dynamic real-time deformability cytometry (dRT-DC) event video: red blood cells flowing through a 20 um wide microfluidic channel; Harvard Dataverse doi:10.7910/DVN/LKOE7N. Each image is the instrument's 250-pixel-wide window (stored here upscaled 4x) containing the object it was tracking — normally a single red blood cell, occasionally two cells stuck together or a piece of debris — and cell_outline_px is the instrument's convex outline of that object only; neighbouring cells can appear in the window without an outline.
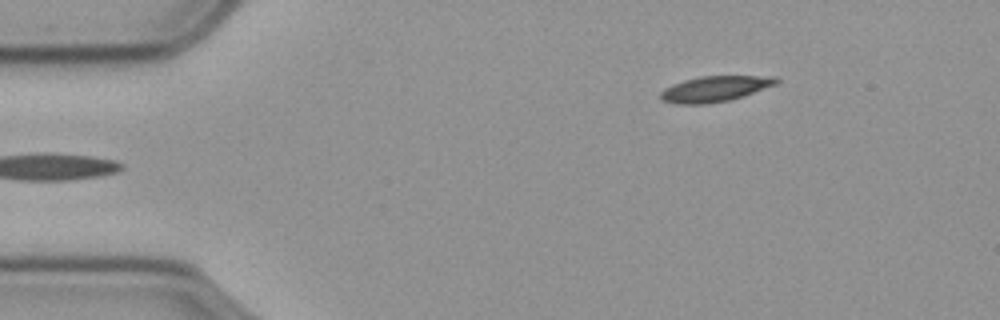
{"species": "common noctule bat (a hibernating species)", "species_latin": "Nyctalus noctula", "temperature_condition": "cold", "stored_images_in_passage": 50, "camera_frame_rate_fps": 3000, "um_per_image_px": 0.085, "animal": {"sex": "male", "body_mass_g": 23.1, "forearm_length_mm": 52.7}, "frame": {"image": 1, "passage_image": 1, "time_ms": 0.0, "image_size_px": [1000, 320], "cell_outline_px": [[780, 80], [776, 84], [728, 100], [704, 104], [676, 104], [660, 100], [660, 92], [664, 88], [672, 84], [684, 80], [700, 76], [776, 76]], "centroid_in_image_um": [60.7, 7.54], "position_along_channel_um": 24.3, "area_um2": 17.11}}
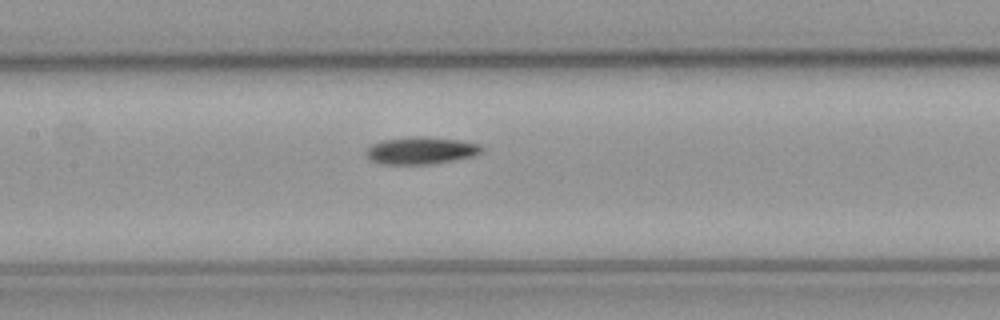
{"frame": {"image": 2, "passage_image": 19, "time_ms": 6.0, "image_size_px": [1000, 320], "cell_outline_px": [[484, 152], [476, 156], [432, 164], [380, 164], [372, 160], [364, 152], [372, 144], [384, 140], [416, 136], [424, 136], [460, 140], [480, 144], [484, 148]], "centroid_in_image_um": [35.85, 12.8], "position_along_channel_um": 171.5, "area_um2": 18.5}}
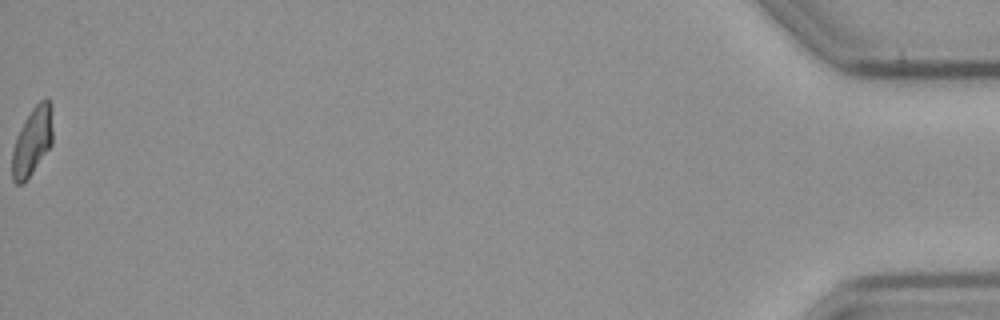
{"frame": {"image": 3, "passage_image": 50, "time_ms": 16.333, "image_size_px": [1000, 320], "cell_outline_px": [[52, 144], [24, 184], [16, 184], [12, 180], [12, 148], [16, 136], [20, 128], [32, 108], [40, 100], [48, 96], [52, 104]], "centroid_in_image_um": [2.75, 11.99], "position_along_channel_um": 432.5, "area_um2": 16.36}, "authors_computed_cell_mechanics": {"area_um2": 17.3111, "velocity_mm_per_s": 3.5933, "shape_relaxation_time_tau1_ms": 8.1542, "shape_relaxation_time_tau2_ms": null, "deformation_change_tau1": 0.1786, "deformation_change_tau2": null}}